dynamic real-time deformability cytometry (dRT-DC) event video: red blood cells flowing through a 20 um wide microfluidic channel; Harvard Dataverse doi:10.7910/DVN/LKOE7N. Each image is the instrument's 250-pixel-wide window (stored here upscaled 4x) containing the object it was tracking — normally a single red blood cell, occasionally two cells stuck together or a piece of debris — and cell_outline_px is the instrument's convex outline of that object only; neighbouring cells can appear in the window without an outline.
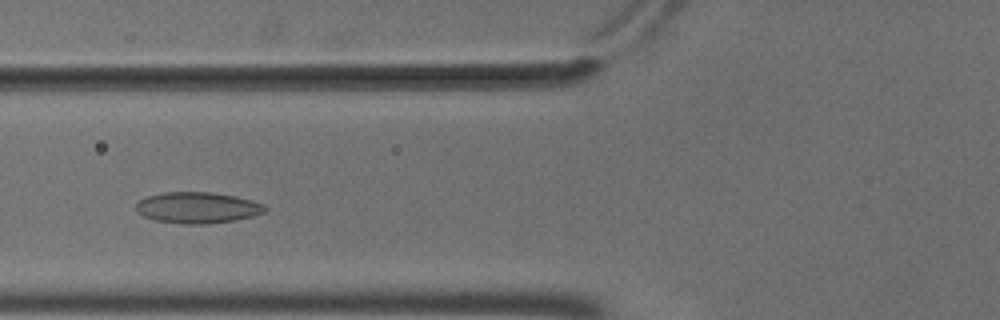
{"species": "common noctule bat (a hibernating species)", "species_latin": "Nyctalus noctula", "temperature_condition": "cold", "stored_images_in_passage": 48, "camera_frame_rate_fps": 3000, "um_per_image_px": 0.085, "animal": {"sex": "male", "body_mass_g": 18.8}, "frame": {"image": 1, "passage_image": 15, "time_ms": 4.667, "image_size_px": [1000, 320], "cell_outline_px": [[268, 208], [264, 212], [252, 216], [236, 220], [208, 224], [180, 224], [156, 220], [144, 216], [136, 212], [136, 204], [140, 200], [148, 196], [164, 192], [212, 192], [236, 196], [252, 200], [264, 204]], "centroid_in_image_um": [16.8, 17.65], "position_along_channel_um": 109.0, "area_um2": 23.52}}
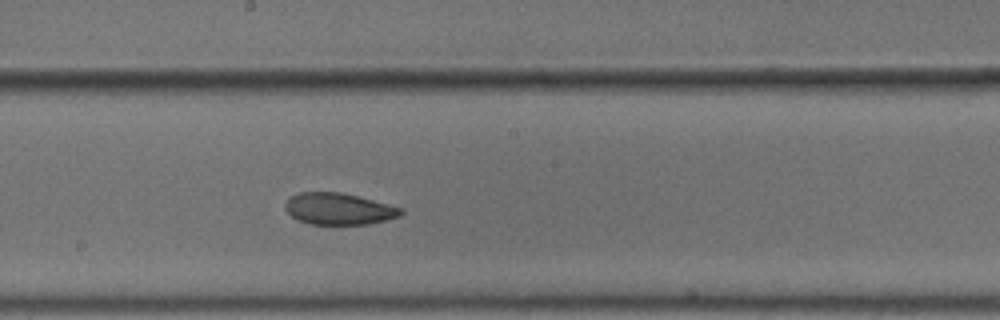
{"frame": {"image": 2, "passage_image": 24, "time_ms": 7.667, "image_size_px": [1000, 320], "cell_outline_px": [[404, 212], [400, 216], [368, 224], [308, 224], [296, 220], [284, 208], [284, 204], [296, 192], [340, 192], [404, 208]], "centroid_in_image_um": [28.77, 17.75], "position_along_channel_um": 219.4, "area_um2": 21.27}}
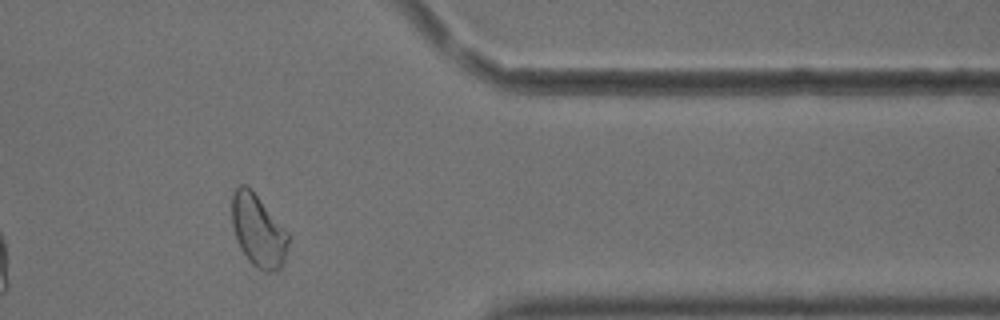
{"frame": {"image": 3, "passage_image": 39, "time_ms": 12.667, "image_size_px": [1000, 320], "cell_outline_px": [[288, 240], [284, 260], [280, 268], [272, 272], [264, 272], [256, 268], [252, 264], [236, 240], [232, 224], [232, 192], [240, 184], [244, 184], [256, 196], [288, 232]], "centroid_in_image_um": [21.93, 19.63], "position_along_channel_um": 389.5, "area_um2": 23.18}, "authors_computed_cell_mechanics": {"area_um2": 23.6402, "velocity_mm_per_s": 3.672, "shape_relaxation_time_tau1_ms": null, "shape_relaxation_time_tau2_ms": 2.4516, "deformation_change_tau1": null, "deformation_change_tau2": 0.0683}}